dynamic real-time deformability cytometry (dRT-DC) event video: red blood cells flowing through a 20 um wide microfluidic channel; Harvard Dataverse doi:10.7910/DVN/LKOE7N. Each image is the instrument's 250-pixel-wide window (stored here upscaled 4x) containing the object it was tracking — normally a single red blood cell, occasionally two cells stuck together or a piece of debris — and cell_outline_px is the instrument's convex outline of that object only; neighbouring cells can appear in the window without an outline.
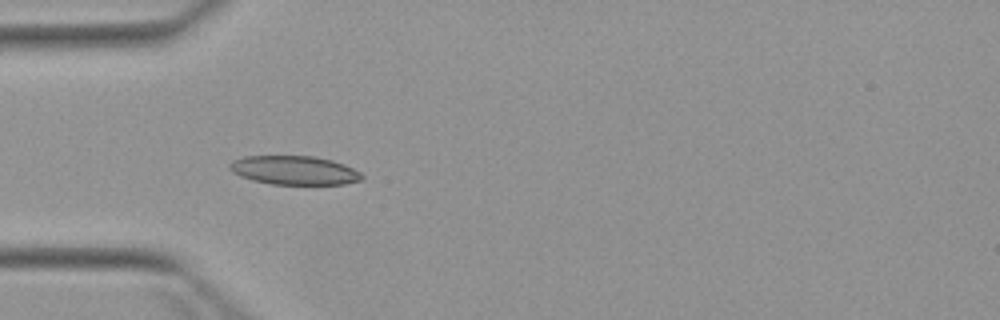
{"species": "Egyptian fruit bat (a non-hibernating species)", "species_latin": "Rousettus aegyptiacus", "temperature_condition": "warm", "stored_images_in_passage": 5, "camera_frame_rate_fps": 3000, "um_per_image_px": 0.085, "animal": {"sex": "female"}, "frame": {"image": 1, "passage_image": 4, "time_ms": 3.667, "image_size_px": [1000, 320], "cell_outline_px": [[364, 176], [360, 180], [344, 184], [272, 184], [252, 180], [240, 176], [232, 172], [228, 168], [228, 164], [232, 160], [244, 156], [312, 156], [332, 160], [344, 164], [360, 172]], "centroid_in_image_um": [24.98, 14.47], "position_along_channel_um": 60.0, "area_um2": 22.25}}
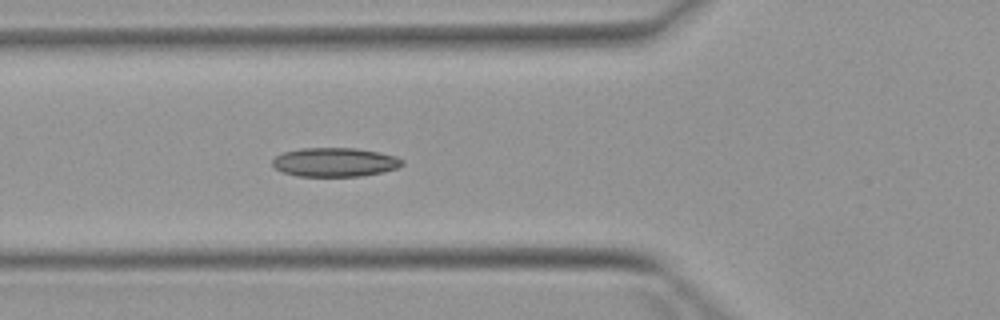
{"frame": {"image": 2, "passage_image": 5, "time_ms": 4.667, "image_size_px": [1000, 320], "cell_outline_px": [[404, 164], [396, 168], [380, 172], [360, 176], [296, 176], [284, 172], [276, 168], [272, 164], [272, 160], [276, 156], [284, 152], [300, 148], [356, 148], [396, 156], [404, 160]], "centroid_in_image_um": [28.45, 13.78], "position_along_channel_um": 97.4, "area_um2": 21.73}}